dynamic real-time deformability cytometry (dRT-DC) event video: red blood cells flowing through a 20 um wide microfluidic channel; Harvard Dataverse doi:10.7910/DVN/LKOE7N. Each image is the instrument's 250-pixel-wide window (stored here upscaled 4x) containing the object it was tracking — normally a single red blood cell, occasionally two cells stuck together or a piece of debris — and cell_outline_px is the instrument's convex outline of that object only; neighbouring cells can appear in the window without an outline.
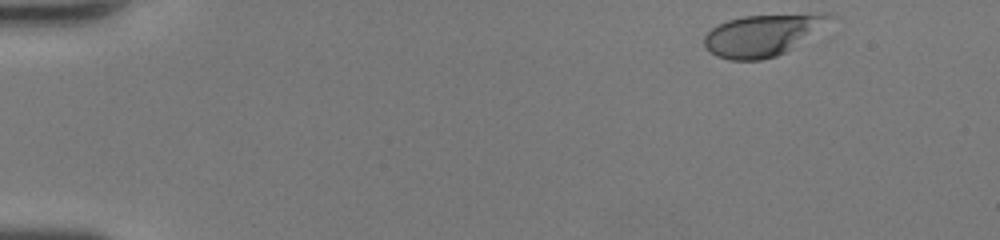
{"species": "human", "species_latin": "Homo sapiens", "temperature_condition": "room temperature", "stored_images_in_passage": 43, "camera_frame_rate_fps": 3000, "um_per_image_px": 0.085, "donor": {"sex": "female"}, "frame": {"image": 1, "passage_image": 1, "time_ms": 0.0, "image_size_px": [1000, 240], "cell_outline_px": [[836, 16], [792, 48], [776, 56], [760, 60], [728, 60], [716, 56], [704, 44], [704, 36], [712, 28], [728, 20], [744, 16], [820, 12], [832, 12]], "centroid_in_image_um": [64.84, 2.96], "position_along_channel_um": 20.2, "area_um2": 30.29}}
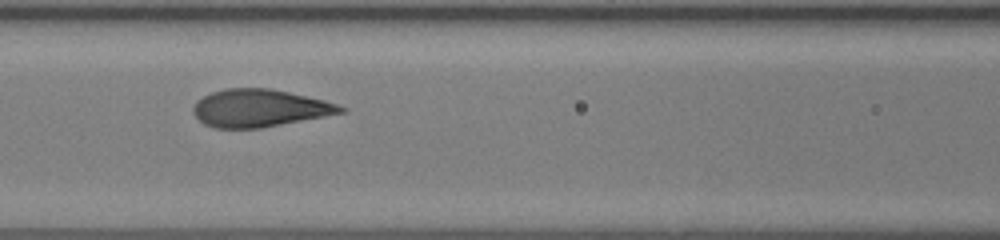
{"frame": {"image": 2, "passage_image": 18, "time_ms": 5.667, "image_size_px": [1000, 240], "cell_outline_px": [[348, 108], [344, 112], [324, 116], [260, 128], [216, 128], [204, 124], [192, 112], [192, 108], [196, 100], [212, 92], [224, 88], [268, 88], [288, 92], [324, 100]], "centroid_in_image_um": [22.02, 9.19], "position_along_channel_um": 144.6, "area_um2": 32.02}}
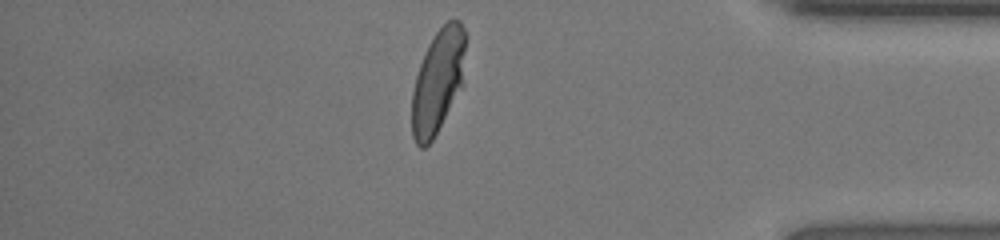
{"frame": {"image": 3, "passage_image": 37, "time_ms": 12.0, "image_size_px": [1000, 240], "cell_outline_px": [[468, 36], [464, 84], [432, 140], [424, 148], [420, 148], [416, 144], [412, 136], [412, 92], [416, 76], [420, 64], [428, 44], [436, 32], [448, 20], [460, 20]], "centroid_in_image_um": [37.28, 6.86], "position_along_channel_um": 397.9, "area_um2": 33.12}, "authors_computed_cell_mechanics": {"area_um2": 32.5414, "velocity_mm_per_s": 4.4237, "shape_relaxation_time_tau1_ms": 3.44, "shape_relaxation_time_tau2_ms": null, "deformation_change_tau1": 0.1877, "deformation_change_tau2": null}}